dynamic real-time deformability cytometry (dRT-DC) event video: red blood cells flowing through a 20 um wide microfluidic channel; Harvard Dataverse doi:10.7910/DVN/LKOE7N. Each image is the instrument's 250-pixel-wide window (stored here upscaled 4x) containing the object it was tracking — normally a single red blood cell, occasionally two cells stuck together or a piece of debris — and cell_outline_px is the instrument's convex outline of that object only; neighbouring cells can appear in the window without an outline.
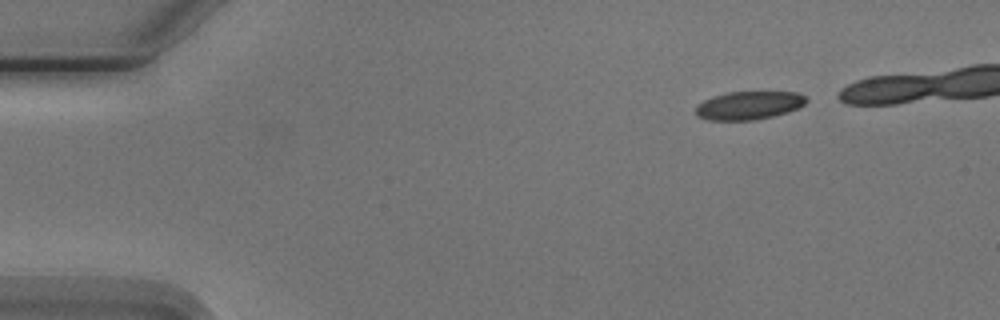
{"species": "Egyptian fruit bat (a non-hibernating species)", "species_latin": "Rousettus aegyptiacus", "temperature_condition": "cold", "stored_images_in_passage": 5, "camera_frame_rate_fps": 3000, "um_per_image_px": 0.085, "animal": {"sex": "male"}, "frame": {"image": 1, "passage_image": 5, "time_ms": 4.667, "image_size_px": [1000, 320], "cell_outline_px": [[808, 100], [804, 104], [788, 112], [772, 116], [752, 120], [708, 120], [696, 116], [696, 104], [704, 100], [728, 92], [796, 92], [804, 96]], "centroid_in_image_um": [63.63, 8.96], "position_along_channel_um": 21.4, "area_um2": 18.03}}